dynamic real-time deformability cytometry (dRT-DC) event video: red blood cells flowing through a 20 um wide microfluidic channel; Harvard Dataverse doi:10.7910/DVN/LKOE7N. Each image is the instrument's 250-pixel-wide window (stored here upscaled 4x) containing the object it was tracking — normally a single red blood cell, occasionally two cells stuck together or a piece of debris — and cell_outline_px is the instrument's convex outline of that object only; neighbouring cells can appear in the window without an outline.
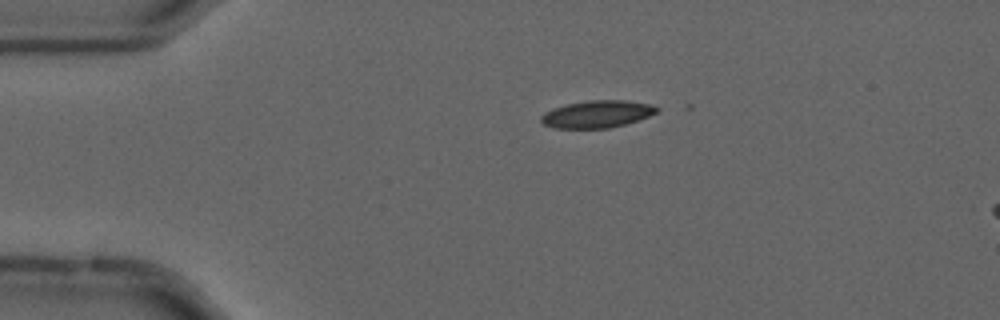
{"species": "common noctule bat (a hibernating species)", "species_latin": "Nyctalus noctula", "temperature_condition": "cold", "stored_images_in_passage": 4, "camera_frame_rate_fps": 3000, "um_per_image_px": 0.085, "animal": {"sex": "male", "forearm_length_mm": 52.5}, "frame": {"image": 1, "passage_image": 2, "time_ms": 0.333, "image_size_px": [1000, 320], "cell_outline_px": [[660, 108], [656, 112], [648, 116], [624, 124], [608, 128], [552, 128], [544, 124], [540, 120], [540, 116], [544, 112], [552, 108], [568, 104], [588, 100], [628, 100], [652, 104]], "centroid_in_image_um": [50.73, 9.69], "position_along_channel_um": 34.3, "area_um2": 18.38}}